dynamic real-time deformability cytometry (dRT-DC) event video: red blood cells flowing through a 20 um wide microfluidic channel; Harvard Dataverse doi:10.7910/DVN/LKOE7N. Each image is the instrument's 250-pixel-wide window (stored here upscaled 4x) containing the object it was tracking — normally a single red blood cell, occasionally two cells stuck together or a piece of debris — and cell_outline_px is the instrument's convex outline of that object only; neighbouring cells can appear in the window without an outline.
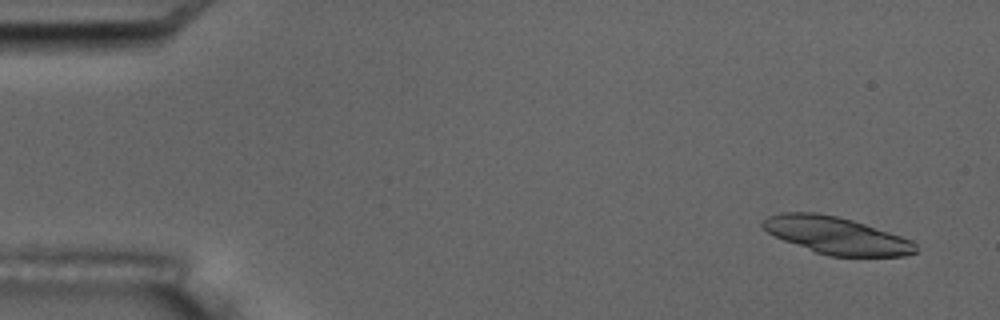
{"species": "common noctule bat (a hibernating species)", "species_latin": "Nyctalus noctula", "temperature_condition": "room temperature", "stored_images_in_passage": 6, "camera_frame_rate_fps": 3000, "um_per_image_px": 0.085, "animal": {"sex": "male", "body_mass_g": 17.5, "forearm_length_mm": 52.3}, "frame": {"image": 1, "passage_image": 1, "time_ms": 0.0, "image_size_px": [1000, 320], "cell_outline_px": [[916, 252], [904, 256], [828, 256], [816, 252], [784, 240], [768, 232], [760, 224], [768, 216], [780, 212], [816, 212], [836, 216], [852, 220], [912, 240], [916, 244]], "centroid_in_image_um": [71.08, 20.01], "position_along_channel_um": 13.9, "area_um2": 32.71}}